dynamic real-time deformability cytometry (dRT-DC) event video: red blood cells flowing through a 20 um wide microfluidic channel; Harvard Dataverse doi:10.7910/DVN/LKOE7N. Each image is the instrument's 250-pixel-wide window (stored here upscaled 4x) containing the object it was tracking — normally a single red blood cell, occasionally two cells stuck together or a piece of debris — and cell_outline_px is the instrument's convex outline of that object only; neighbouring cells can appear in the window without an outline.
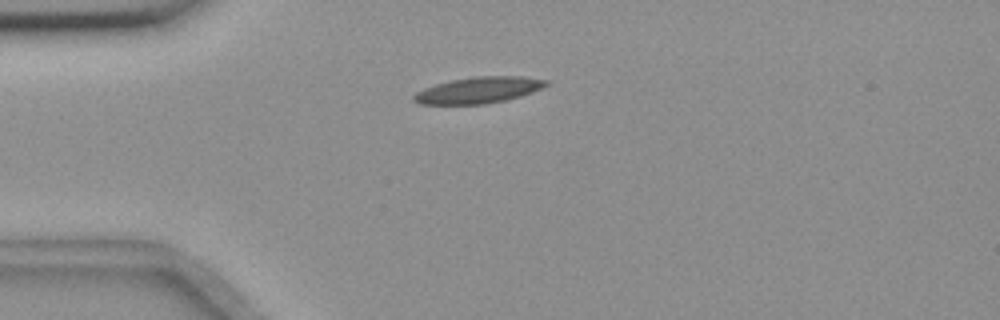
{"species": "common noctule bat (a hibernating species)", "species_latin": "Nyctalus noctula", "temperature_condition": "room temperature", "stored_images_in_passage": 3, "camera_frame_rate_fps": 3000, "um_per_image_px": 0.085, "animal": {"sex": "female", "body_mass_g": 18.4}, "frame": {"image": 1, "passage_image": 1, "time_ms": 0.0, "image_size_px": [1000, 320], "cell_outline_px": [[548, 84], [532, 92], [520, 96], [504, 100], [484, 104], [420, 104], [412, 100], [412, 96], [416, 92], [424, 88], [436, 84], [452, 80], [476, 76], [520, 76], [548, 80]], "centroid_in_image_um": [40.64, 7.66], "position_along_channel_um": 44.4, "area_um2": 20.06}}